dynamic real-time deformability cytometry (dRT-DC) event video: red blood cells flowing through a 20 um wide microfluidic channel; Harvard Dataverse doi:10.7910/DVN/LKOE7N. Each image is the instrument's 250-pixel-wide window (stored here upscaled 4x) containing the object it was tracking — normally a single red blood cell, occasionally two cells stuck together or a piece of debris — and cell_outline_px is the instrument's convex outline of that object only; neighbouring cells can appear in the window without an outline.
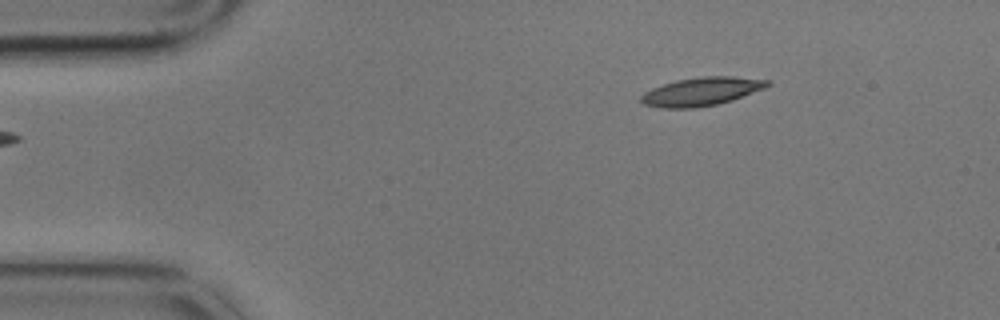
{"species": "common noctule bat (a hibernating species)", "species_latin": "Nyctalus noctula", "temperature_condition": "cold", "stored_images_in_passage": 3, "camera_frame_rate_fps": 3000, "um_per_image_px": 0.085, "animal": {"sex": "male", "body_mass_g": 17.9}, "frame": {"image": 1, "passage_image": 1, "time_ms": 0.0, "image_size_px": [1000, 320], "cell_outline_px": [[772, 84], [764, 88], [732, 100], [716, 104], [692, 108], [660, 108], [644, 104], [640, 100], [640, 96], [644, 92], [652, 88], [676, 80], [704, 76], [732, 76], [772, 80]], "centroid_in_image_um": [59.63, 7.77], "position_along_channel_um": 25.4, "area_um2": 20.87}}